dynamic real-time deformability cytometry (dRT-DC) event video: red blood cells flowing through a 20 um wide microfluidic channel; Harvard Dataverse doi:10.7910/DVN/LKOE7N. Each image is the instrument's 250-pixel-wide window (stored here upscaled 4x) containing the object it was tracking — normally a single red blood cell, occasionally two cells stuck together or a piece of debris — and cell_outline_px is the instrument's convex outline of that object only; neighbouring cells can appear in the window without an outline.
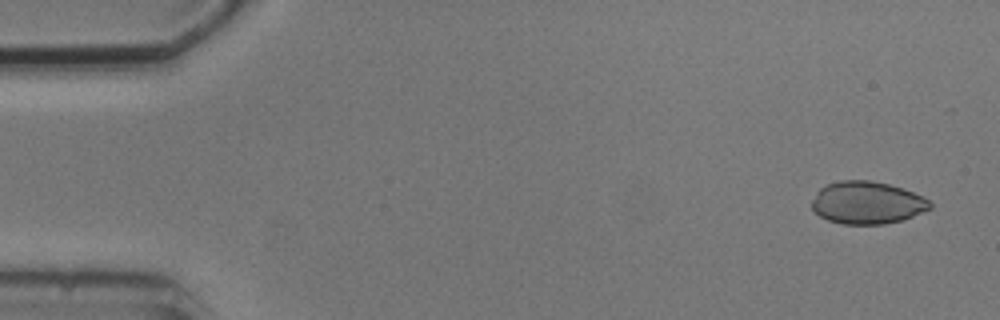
{"species": "common noctule bat (a hibernating species)", "species_latin": "Nyctalus noctula", "temperature_condition": "cold", "stored_images_in_passage": 6, "camera_frame_rate_fps": 3000, "um_per_image_px": 0.085, "animal": {"sex": "male", "body_mass_g": 20.5, "forearm_length_mm": 52.5}, "frame": {"image": 1, "passage_image": 1, "time_ms": 0.0, "image_size_px": [1000, 320], "cell_outline_px": [[932, 208], [904, 220], [884, 224], [840, 224], [828, 220], [820, 216], [812, 208], [812, 200], [816, 192], [820, 188], [828, 184], [840, 180], [872, 180], [888, 184], [912, 192], [928, 200], [932, 204]], "centroid_in_image_um": [73.69, 17.24], "position_along_channel_um": 11.3, "area_um2": 29.25}}
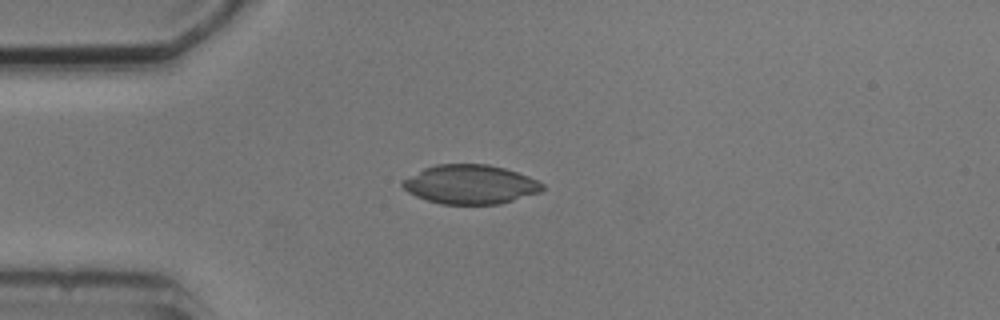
{"frame": {"image": 2, "passage_image": 4, "time_ms": 3.667, "image_size_px": [1000, 320], "cell_outline_px": [[544, 188], [540, 192], [500, 204], [440, 204], [416, 196], [408, 192], [400, 184], [404, 180], [424, 168], [436, 164], [488, 164], [504, 168], [528, 176], [544, 184]], "centroid_in_image_um": [39.98, 15.68], "position_along_channel_um": 45.0, "area_um2": 31.67}}
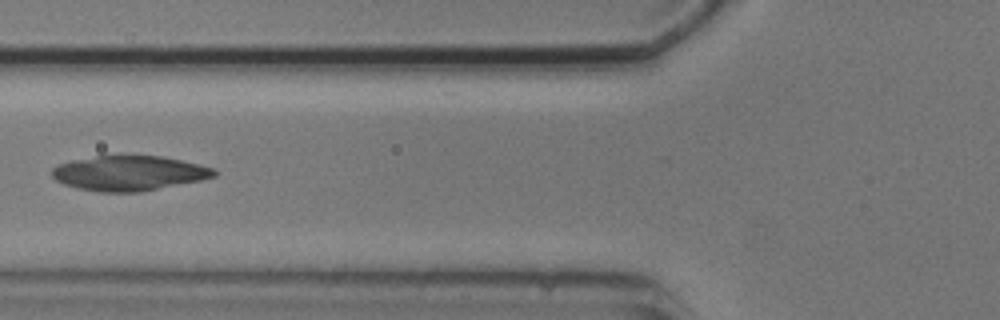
{"frame": {"image": 3, "passage_image": 6, "time_ms": 6.0, "image_size_px": [1000, 320], "cell_outline_px": [[216, 176], [200, 180], [140, 192], [100, 192], [76, 188], [64, 184], [56, 180], [52, 176], [52, 168], [60, 164], [72, 160], [96, 156], [160, 156], [200, 164], [216, 168]], "centroid_in_image_um": [10.97, 14.72], "position_along_channel_um": 114.8, "area_um2": 32.83}}